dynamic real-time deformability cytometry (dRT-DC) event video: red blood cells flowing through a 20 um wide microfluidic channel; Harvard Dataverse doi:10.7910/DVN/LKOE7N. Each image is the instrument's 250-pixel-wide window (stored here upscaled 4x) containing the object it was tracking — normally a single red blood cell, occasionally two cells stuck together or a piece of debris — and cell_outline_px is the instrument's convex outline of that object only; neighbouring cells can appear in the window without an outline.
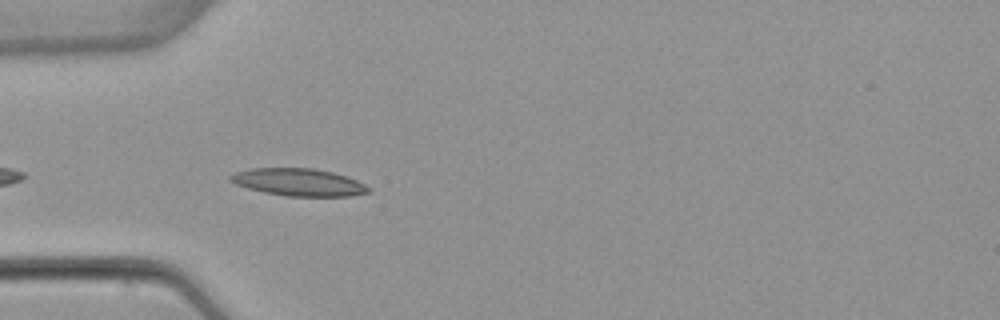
{"species": "common noctule bat (a hibernating species)", "species_latin": "Nyctalus noctula", "temperature_condition": "warm", "stored_images_in_passage": 6, "camera_frame_rate_fps": 3000, "um_per_image_px": 0.085, "animal": {"sex": "female", "body_mass_g": 22.7, "forearm_length_mm": 54.2}, "frame": {"image": 1, "passage_image": 3, "time_ms": 0.667, "image_size_px": [1000, 320], "cell_outline_px": [[372, 188], [368, 192], [348, 196], [284, 196], [264, 192], [248, 188], [236, 184], [228, 180], [228, 176], [236, 172], [252, 168], [312, 168], [332, 172], [356, 180]], "centroid_in_image_um": [25.35, 15.49], "position_along_channel_um": 59.6, "area_um2": 21.91}}
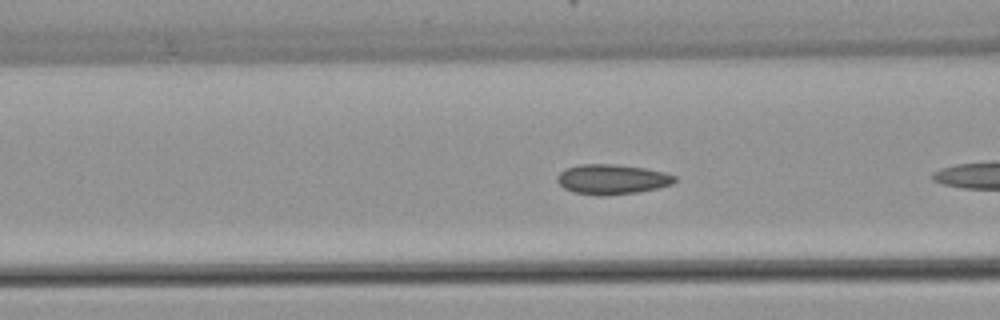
{"frame": {"image": 2, "passage_image": 5, "time_ms": 1.333, "image_size_px": [1000, 320], "cell_outline_px": [[676, 180], [672, 184], [656, 188], [636, 192], [604, 196], [596, 196], [572, 192], [564, 188], [556, 180], [556, 176], [564, 168], [580, 164], [616, 164], [644, 168], [664, 172], [676, 176]], "centroid_in_image_um": [51.97, 15.24], "position_along_channel_um": 114.6, "area_um2": 20.63}}